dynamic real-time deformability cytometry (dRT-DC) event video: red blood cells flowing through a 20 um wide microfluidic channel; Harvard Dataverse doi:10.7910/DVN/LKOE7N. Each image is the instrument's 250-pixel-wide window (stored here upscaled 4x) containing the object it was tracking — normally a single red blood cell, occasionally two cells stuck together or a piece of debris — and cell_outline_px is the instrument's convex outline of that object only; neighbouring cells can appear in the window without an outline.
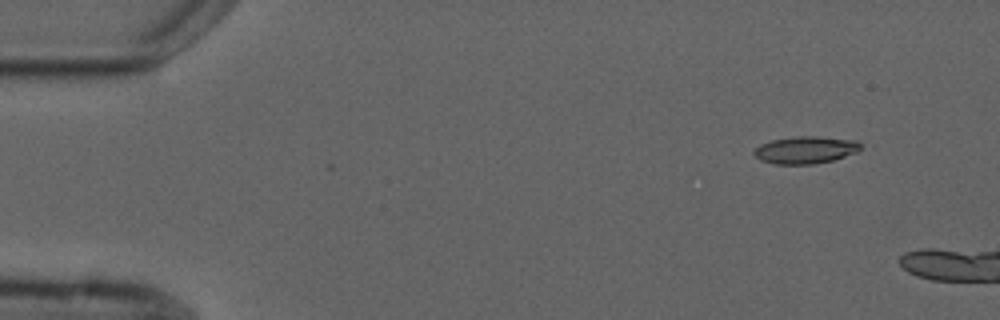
{"species": "common noctule bat (a hibernating species)", "species_latin": "Nyctalus noctula", "temperature_condition": "cold", "stored_images_in_passage": 3, "camera_frame_rate_fps": 3000, "um_per_image_px": 0.085, "animal": {"sex": "male", "forearm_length_mm": 52.5}, "frame": {"image": 1, "passage_image": 1, "time_ms": 0.0, "image_size_px": [1000, 320], "cell_outline_px": [[864, 144], [856, 152], [832, 160], [812, 164], [772, 164], [760, 160], [752, 152], [760, 144], [772, 140], [796, 136], [812, 136], [856, 140]], "centroid_in_image_um": [68.45, 12.74], "position_along_channel_um": 16.5, "area_um2": 16.88}}